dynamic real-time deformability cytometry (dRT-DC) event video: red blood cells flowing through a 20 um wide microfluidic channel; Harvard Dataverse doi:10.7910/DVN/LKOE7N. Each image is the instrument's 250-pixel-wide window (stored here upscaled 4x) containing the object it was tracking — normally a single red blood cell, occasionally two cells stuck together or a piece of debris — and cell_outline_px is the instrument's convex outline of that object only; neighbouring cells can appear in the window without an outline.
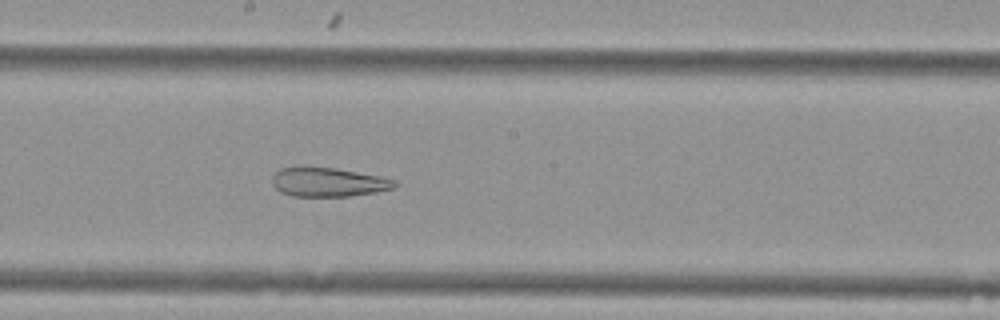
{"species": "Egyptian fruit bat (a non-hibernating species)", "species_latin": "Rousettus aegyptiacus", "temperature_condition": "cold", "stored_images_in_passage": 53, "camera_frame_rate_fps": 3000, "um_per_image_px": 0.085, "animal": {"sex": "female"}, "frame": {"image": 1, "passage_image": 29, "time_ms": 9.333, "image_size_px": [1000, 320], "cell_outline_px": [[400, 184], [392, 188], [376, 192], [348, 196], [292, 196], [280, 192], [272, 184], [272, 176], [280, 168], [336, 168], [380, 176], [396, 180]], "centroid_in_image_um": [27.93, 15.49], "position_along_channel_um": 220.3, "area_um2": 20.52}}
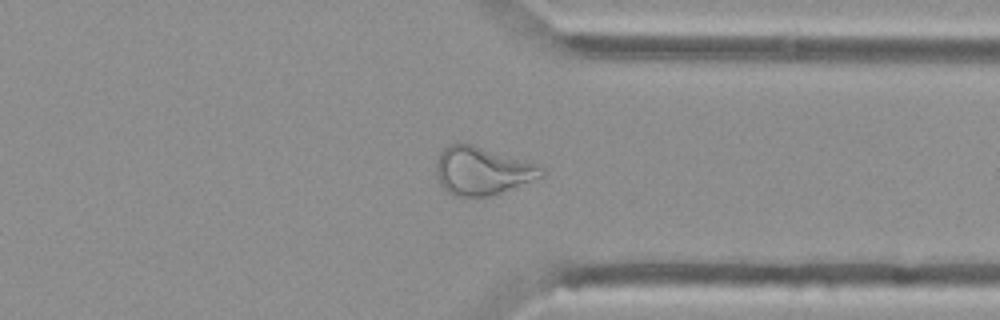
{"frame": {"image": 2, "passage_image": 41, "time_ms": 13.333, "image_size_px": [1000, 320], "cell_outline_px": [[544, 176], [492, 196], [452, 196], [440, 184], [436, 176], [436, 160], [440, 152], [448, 144], [456, 140], [472, 144], [536, 164], [544, 168]], "centroid_in_image_um": [40.94, 14.5], "position_along_channel_um": 370.5, "area_um2": 29.71}}
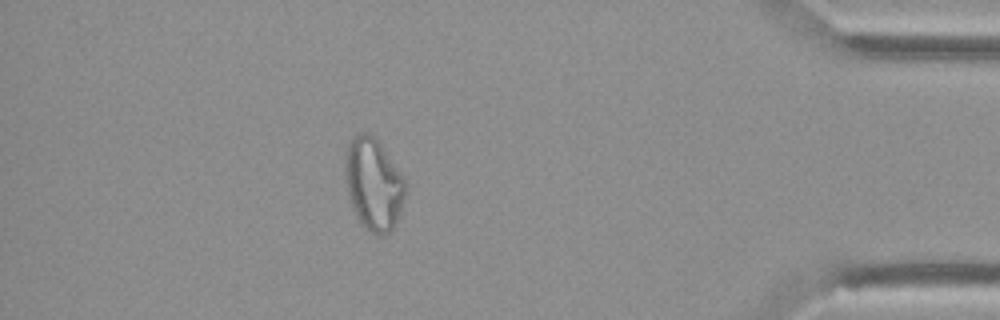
{"frame": {"image": 3, "passage_image": 47, "time_ms": 15.333, "image_size_px": [1000, 320], "cell_outline_px": [[404, 196], [400, 212], [392, 228], [388, 232], [380, 236], [372, 232], [356, 216], [352, 208], [348, 192], [344, 168], [344, 160], [348, 144], [352, 136], [360, 132], [368, 132], [376, 136], [404, 176]], "centroid_in_image_um": [31.73, 15.56], "position_along_channel_um": 403.5, "area_um2": 32.19}}